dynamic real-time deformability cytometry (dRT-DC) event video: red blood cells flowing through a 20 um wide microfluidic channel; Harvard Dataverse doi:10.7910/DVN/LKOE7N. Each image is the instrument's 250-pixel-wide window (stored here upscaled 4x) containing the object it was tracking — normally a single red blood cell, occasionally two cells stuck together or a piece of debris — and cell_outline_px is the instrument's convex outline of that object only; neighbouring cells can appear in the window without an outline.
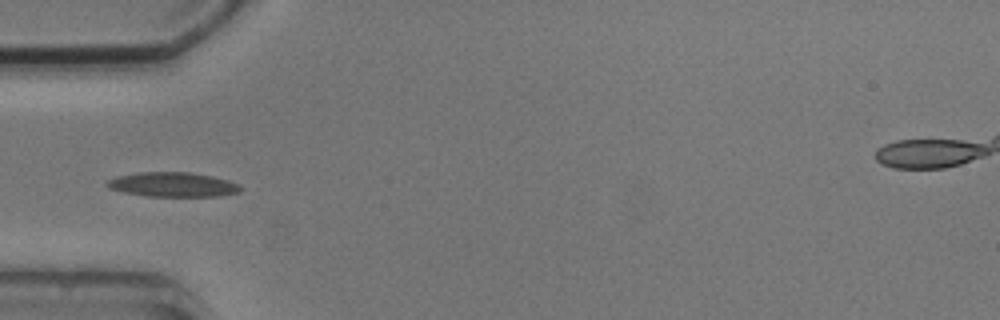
{"species": "common noctule bat (a hibernating species)", "species_latin": "Nyctalus noctula", "temperature_condition": "cold", "stored_images_in_passage": 7, "camera_frame_rate_fps": 3000, "um_per_image_px": 0.085, "animal": {"sex": "male", "body_mass_g": 20.5, "forearm_length_mm": 52.5}, "frame": {"image": 1, "passage_image": 4, "time_ms": 4.333, "image_size_px": [1000, 320], "cell_outline_px": [[244, 188], [240, 192], [220, 196], [148, 196], [124, 192], [108, 188], [104, 184], [108, 180], [116, 176], [136, 172], [192, 172], [212, 176], [228, 180], [240, 184]], "centroid_in_image_um": [14.71, 15.68], "position_along_channel_um": 70.3, "area_um2": 19.31}}
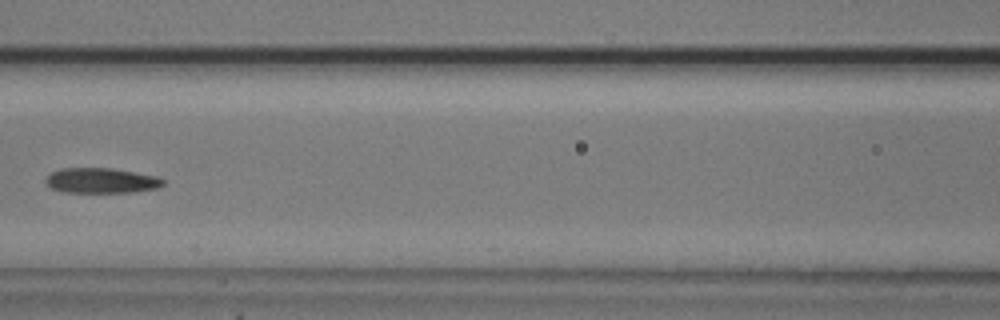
{"frame": {"image": 2, "passage_image": 6, "time_ms": 6.667, "image_size_px": [1000, 320], "cell_outline_px": [[164, 184], [156, 188], [132, 192], [60, 192], [52, 188], [44, 180], [52, 172], [60, 168], [112, 168], [156, 176], [164, 180]], "centroid_in_image_um": [8.59, 15.35], "position_along_channel_um": 158.0, "area_um2": 17.11}}